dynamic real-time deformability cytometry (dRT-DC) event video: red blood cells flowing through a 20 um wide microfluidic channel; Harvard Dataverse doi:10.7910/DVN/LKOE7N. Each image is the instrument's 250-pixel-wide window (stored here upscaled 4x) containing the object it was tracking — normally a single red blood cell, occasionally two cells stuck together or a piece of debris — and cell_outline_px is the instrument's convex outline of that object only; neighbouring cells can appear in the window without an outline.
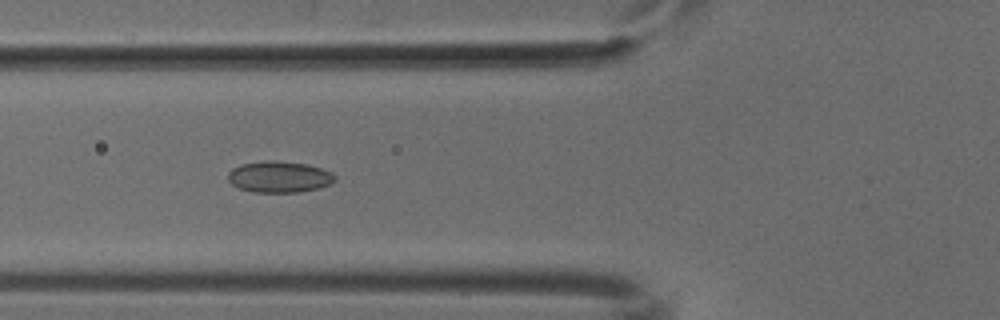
{"species": "common noctule bat (a hibernating species)", "species_latin": "Nyctalus noctula", "temperature_condition": "cold", "stored_images_in_passage": 42, "camera_frame_rate_fps": 3000, "um_per_image_px": 0.085, "animal": {"sex": "male", "body_mass_g": 18.8}, "frame": {"image": 1, "passage_image": 11, "time_ms": 3.333, "image_size_px": [1000, 320], "cell_outline_px": [[336, 180], [332, 184], [320, 188], [300, 192], [252, 192], [240, 188], [232, 184], [228, 180], [228, 172], [232, 168], [240, 164], [264, 160], [272, 160], [308, 164], [332, 172], [336, 176]], "centroid_in_image_um": [23.75, 15.03], "position_along_channel_um": 102.0, "area_um2": 19.77}}
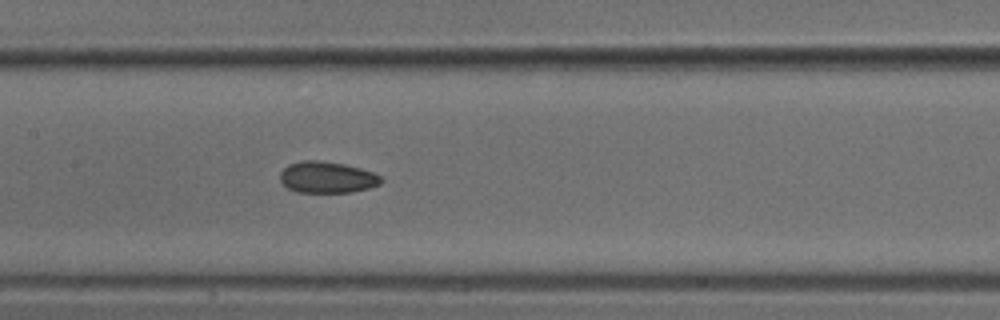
{"frame": {"image": 2, "passage_image": 17, "time_ms": 5.333, "image_size_px": [1000, 320], "cell_outline_px": [[384, 180], [380, 184], [368, 188], [352, 192], [300, 192], [288, 188], [280, 180], [280, 172], [288, 164], [304, 160], [320, 160], [344, 164], [360, 168], [372, 172], [380, 176]], "centroid_in_image_um": [27.8, 15.06], "position_along_channel_um": 179.6, "area_um2": 18.44}}
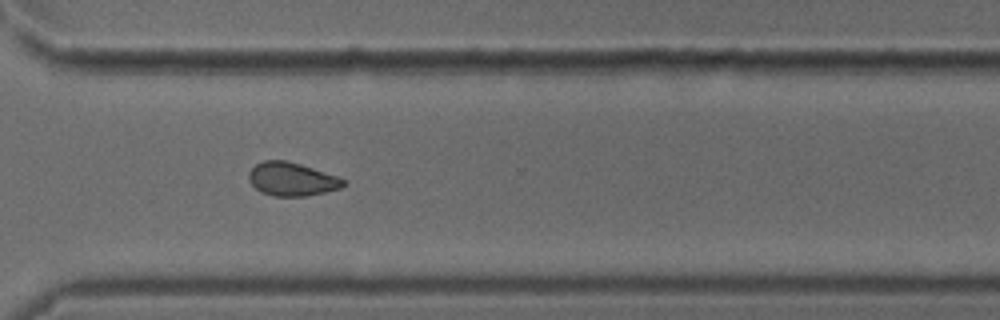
{"frame": {"image": 3, "passage_image": 30, "time_ms": 9.667, "image_size_px": [1000, 320], "cell_outline_px": [[344, 184], [340, 188], [324, 192], [304, 196], [272, 196], [260, 192], [248, 180], [248, 172], [256, 164], [264, 160], [288, 160], [336, 176], [344, 180]], "centroid_in_image_um": [24.74, 15.22], "position_along_channel_um": 345.9, "area_um2": 18.26}}